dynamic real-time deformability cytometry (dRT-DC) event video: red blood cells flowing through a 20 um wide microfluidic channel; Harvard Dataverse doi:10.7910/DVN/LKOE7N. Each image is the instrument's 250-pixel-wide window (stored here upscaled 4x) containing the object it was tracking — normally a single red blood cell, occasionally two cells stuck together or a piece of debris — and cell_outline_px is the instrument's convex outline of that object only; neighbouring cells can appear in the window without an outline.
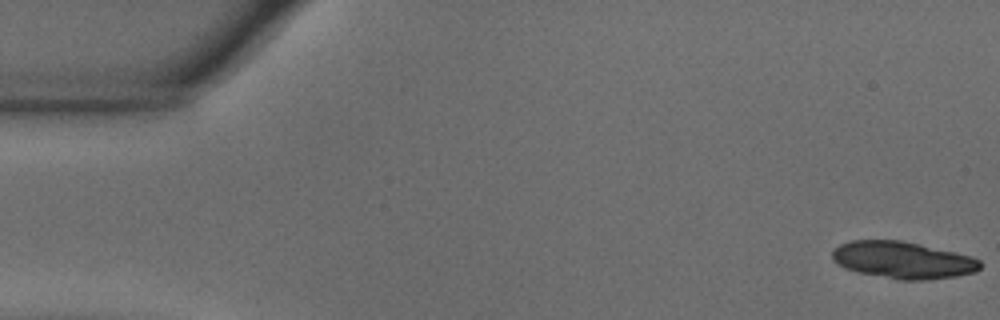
{"species": "common noctule bat (a hibernating species)", "species_latin": "Nyctalus noctula", "temperature_condition": "warm", "stored_images_in_passage": 55, "segment_of_instrument_passage": [1, 2], "camera_frame_rate_fps": 3000, "um_per_image_px": 0.085, "animal": {"sex": "male", "body_mass_g": 18.8}, "frame": {"image": 1, "passage_image": 1, "time_ms": 0.0, "image_size_px": [1000, 320], "cell_outline_px": [[980, 268], [976, 272], [956, 276], [924, 280], [900, 280], [856, 272], [844, 268], [836, 264], [832, 260], [832, 252], [840, 244], [852, 240], [900, 240], [920, 244], [956, 252], [972, 256], [980, 260]], "centroid_in_image_um": [76.73, 22.11], "position_along_channel_um": 8.3, "area_um2": 32.02}}
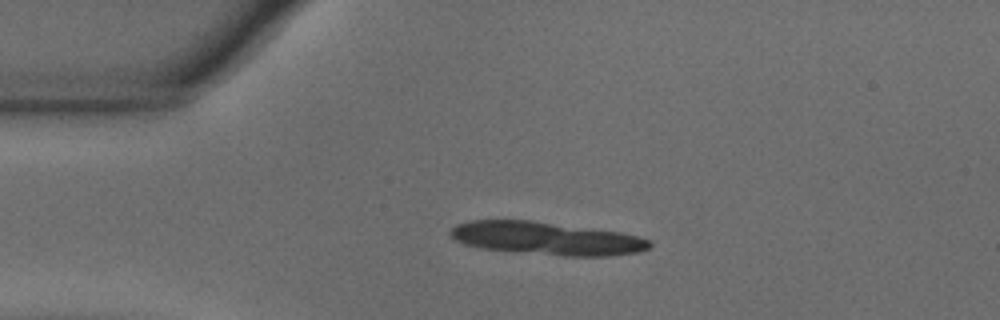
{"frame": {"image": 2, "passage_image": 12, "time_ms": 3.667, "image_size_px": [1000, 320], "cell_outline_px": [[652, 244], [648, 248], [636, 252], [608, 256], [564, 256], [480, 248], [464, 244], [456, 240], [448, 232], [456, 224], [472, 220], [532, 220], [620, 232], [652, 240]], "centroid_in_image_um": [46.44, 20.26], "position_along_channel_um": 38.6, "area_um2": 38.09}}